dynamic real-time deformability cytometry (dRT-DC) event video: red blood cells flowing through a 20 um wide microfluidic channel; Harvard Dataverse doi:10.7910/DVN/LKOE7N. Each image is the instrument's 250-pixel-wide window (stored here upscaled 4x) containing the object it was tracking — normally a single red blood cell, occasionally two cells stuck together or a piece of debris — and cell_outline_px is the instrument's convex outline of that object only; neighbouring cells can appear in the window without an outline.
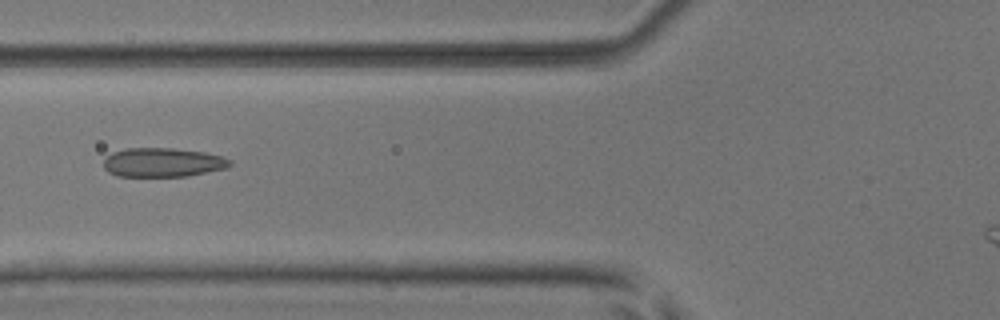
{"species": "common noctule bat (a hibernating species)", "species_latin": "Nyctalus noctula", "temperature_condition": "room temperature", "stored_images_in_passage": 6, "camera_frame_rate_fps": 3000, "um_per_image_px": 0.085, "animal": {"sex": "male", "body_mass_g": 17.9, "forearm_length_mm": 54.2}, "frame": {"image": 1, "passage_image": 5, "time_ms": 1.333, "image_size_px": [1000, 320], "cell_outline_px": [[232, 164], [228, 168], [188, 176], [116, 176], [108, 172], [104, 168], [104, 160], [112, 152], [128, 148], [172, 148], [204, 152], [220, 156], [232, 160]], "centroid_in_image_um": [13.85, 13.81], "position_along_channel_um": 111.9, "area_um2": 21.44}}
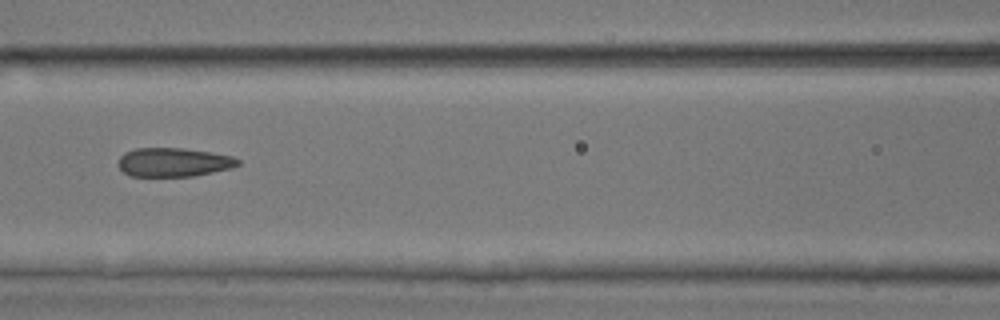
{"frame": {"image": 2, "passage_image": 6, "time_ms": 1.667, "image_size_px": [1000, 320], "cell_outline_px": [[240, 164], [232, 168], [192, 176], [132, 176], [124, 172], [116, 164], [120, 156], [124, 152], [136, 148], [184, 148], [232, 156], [240, 160]], "centroid_in_image_um": [14.73, 13.78], "position_along_channel_um": 151.9, "area_um2": 20.11}}